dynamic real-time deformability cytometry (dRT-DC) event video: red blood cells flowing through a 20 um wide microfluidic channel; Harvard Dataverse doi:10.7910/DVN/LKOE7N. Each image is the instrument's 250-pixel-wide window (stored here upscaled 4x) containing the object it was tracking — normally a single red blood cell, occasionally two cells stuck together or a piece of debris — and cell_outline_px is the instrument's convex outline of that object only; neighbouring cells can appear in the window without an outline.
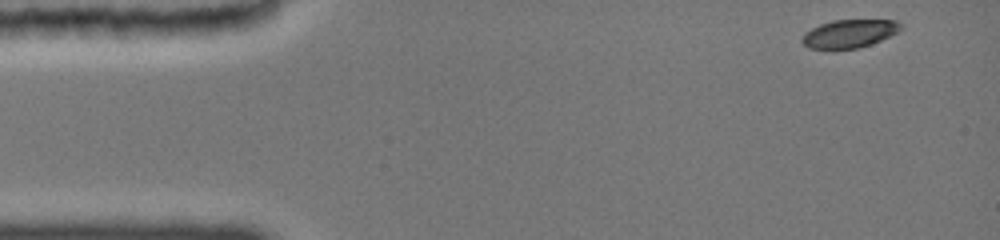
{"species": "common noctule bat (a hibernating species)", "species_latin": "Nyctalus noctula", "temperature_condition": "cold", "stored_images_in_passage": 47, "camera_frame_rate_fps": 3000, "um_per_image_px": 0.085, "animal": {"sex": "female", "body_mass_g": 19.0, "forearm_length_mm": 51.5}, "frame": {"image": 1, "passage_image": 1, "time_ms": 0.0, "image_size_px": [1000, 240], "cell_outline_px": [[904, 28], [872, 44], [860, 48], [832, 52], [808, 48], [800, 40], [804, 32], [820, 24], [832, 20], [896, 20], [904, 24]], "centroid_in_image_um": [72.15, 2.9], "position_along_channel_um": 12.9, "area_um2": 16.94}}
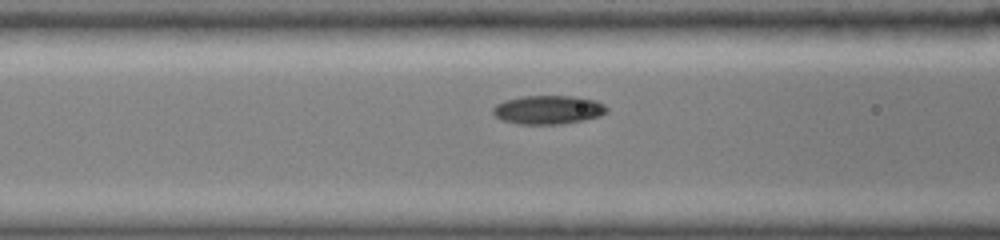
{"frame": {"image": 2, "passage_image": 22, "time_ms": 5.333, "image_size_px": [1000, 240], "cell_outline_px": [[608, 112], [600, 116], [580, 120], [556, 124], [520, 124], [504, 120], [496, 116], [492, 112], [492, 108], [496, 104], [504, 100], [520, 96], [576, 96], [596, 100], [604, 104], [608, 108]], "centroid_in_image_um": [46.6, 9.31], "position_along_channel_um": 120.0, "area_um2": 19.02}}
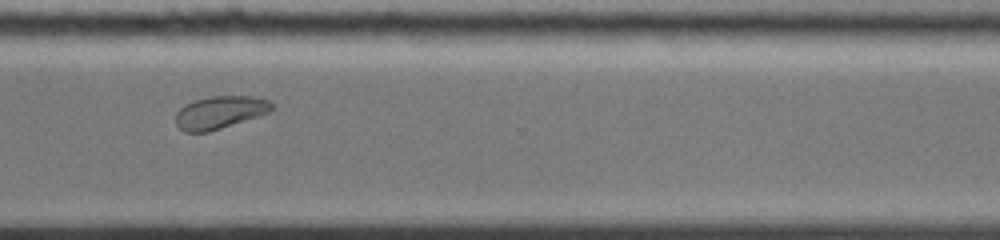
{"frame": {"image": 3, "passage_image": 41, "time_ms": 11.333, "image_size_px": [1000, 240], "cell_outline_px": [[272, 108], [268, 112], [260, 116], [208, 132], [184, 132], [176, 124], [176, 112], [184, 104], [208, 96], [252, 96], [268, 100], [272, 104]], "centroid_in_image_um": [18.66, 9.55], "position_along_channel_um": 351.9, "area_um2": 18.26}, "authors_computed_cell_mechanics": {"area_um2": 18.3226, "velocity_mm_per_s": 3.8589, "shape_relaxation_time_tau1_ms": 4.0202, "shape_relaxation_time_tau2_ms": 9.0628, "deformation_change_tau1": 0.132, "deformation_change_tau2": 0.1029}}